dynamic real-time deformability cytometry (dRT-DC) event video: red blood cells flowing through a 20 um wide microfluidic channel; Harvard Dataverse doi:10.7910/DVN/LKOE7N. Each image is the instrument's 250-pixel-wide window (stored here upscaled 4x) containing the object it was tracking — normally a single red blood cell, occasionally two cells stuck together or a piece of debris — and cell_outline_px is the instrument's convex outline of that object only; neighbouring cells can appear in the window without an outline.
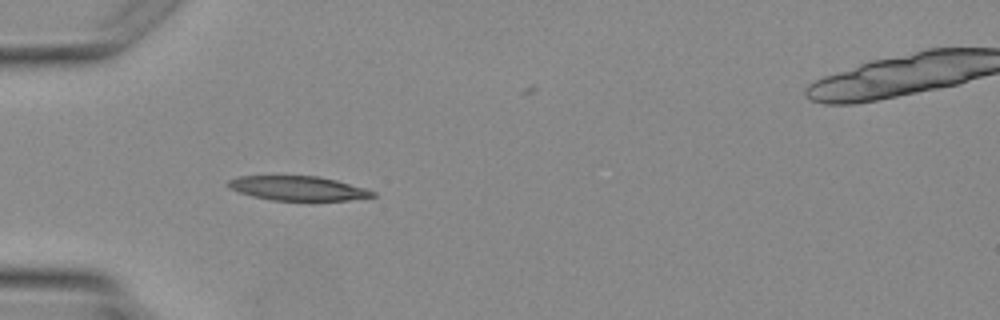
{"species": "Egyptian fruit bat (a non-hibernating species)", "species_latin": "Rousettus aegyptiacus", "temperature_condition": "warm", "stored_images_in_passage": 6, "camera_frame_rate_fps": 3000, "um_per_image_px": 0.085, "animal": {"sex": "female"}, "frame": {"image": 1, "passage_image": 3, "time_ms": 2.333, "image_size_px": [1000, 320], "cell_outline_px": [[376, 196], [348, 200], [272, 200], [252, 196], [228, 188], [228, 180], [236, 176], [320, 176], [336, 180], [364, 188], [376, 192]], "centroid_in_image_um": [25.31, 16.0], "position_along_channel_um": 59.7, "area_um2": 20.4}}
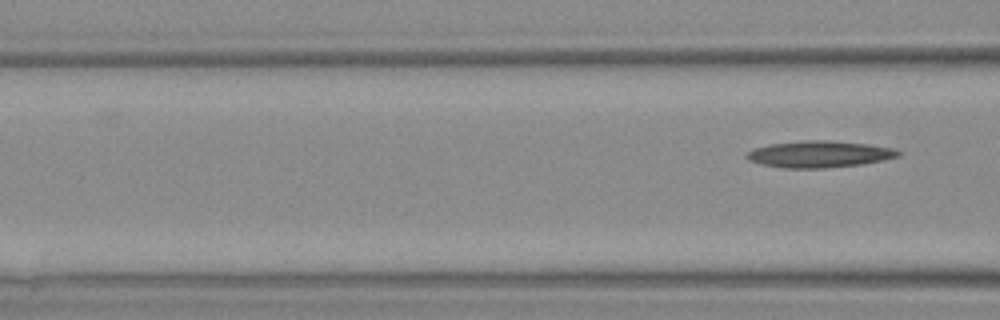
{"frame": {"image": 2, "passage_image": 6, "time_ms": 7.0, "image_size_px": [1000, 320], "cell_outline_px": [[900, 156], [864, 164], [824, 168], [780, 168], [760, 164], [748, 160], [744, 156], [752, 148], [772, 144], [804, 140], [824, 140], [868, 144], [892, 148], [900, 152]], "centroid_in_image_um": [69.6, 13.11], "position_along_channel_um": 97.0, "area_um2": 23.52}}